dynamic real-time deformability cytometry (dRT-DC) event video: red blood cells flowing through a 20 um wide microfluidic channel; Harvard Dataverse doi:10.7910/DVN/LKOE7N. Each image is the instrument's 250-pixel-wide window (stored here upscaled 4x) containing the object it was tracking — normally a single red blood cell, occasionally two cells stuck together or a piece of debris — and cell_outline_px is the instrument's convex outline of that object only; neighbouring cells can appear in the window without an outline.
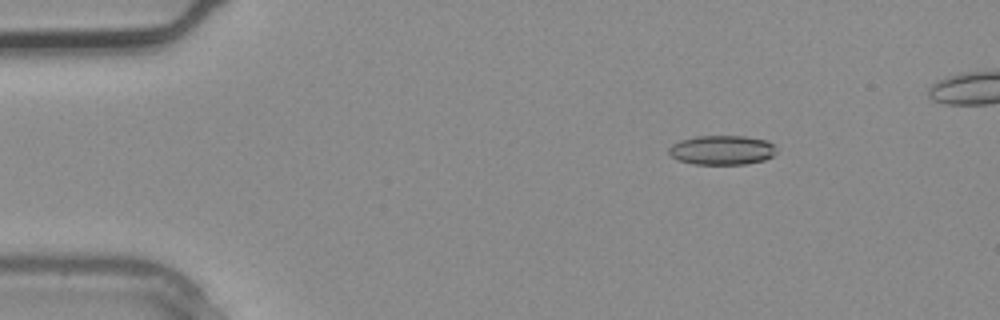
{"species": "common noctule bat (a hibernating species)", "species_latin": "Nyctalus noctula", "temperature_condition": "warm", "stored_images_in_passage": 3, "camera_frame_rate_fps": 3000, "um_per_image_px": 0.085, "animal": {"sex": "male", "body_mass_g": 20.4}, "frame": {"image": 1, "passage_image": 1, "time_ms": 0.0, "image_size_px": [1000, 320], "cell_outline_px": [[776, 152], [772, 156], [764, 160], [744, 164], [696, 164], [680, 160], [672, 156], [668, 152], [668, 148], [672, 144], [680, 140], [696, 136], [744, 136], [768, 140], [776, 148]], "centroid_in_image_um": [61.38, 12.74], "position_along_channel_um": 23.6, "area_um2": 18.38}}